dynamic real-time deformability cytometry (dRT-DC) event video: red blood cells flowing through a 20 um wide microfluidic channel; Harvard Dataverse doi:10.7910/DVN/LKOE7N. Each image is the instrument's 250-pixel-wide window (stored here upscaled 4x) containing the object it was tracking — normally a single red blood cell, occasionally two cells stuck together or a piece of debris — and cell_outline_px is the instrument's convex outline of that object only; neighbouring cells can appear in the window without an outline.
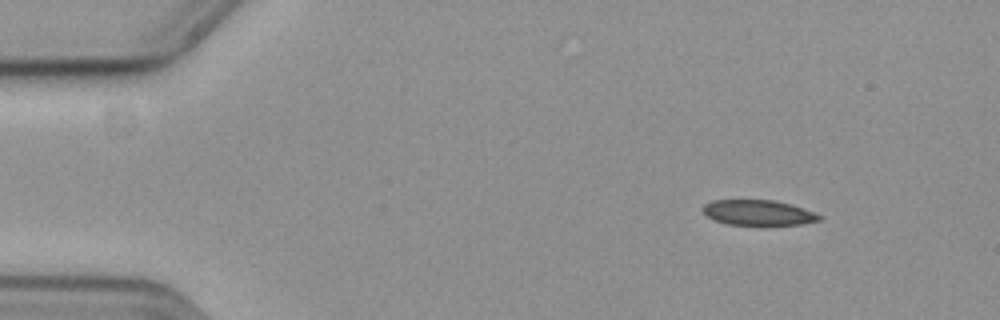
{"species": "common noctule bat (a hibernating species)", "species_latin": "Nyctalus noctula", "temperature_condition": "cold", "stored_images_in_passage": 45, "camera_frame_rate_fps": 3000, "um_per_image_px": 0.085, "animal": {"sex": "female", "body_mass_g": 19.3, "forearm_length_mm": 54.1}, "frame": {"image": 1, "passage_image": 1, "time_ms": 0.0, "image_size_px": [1000, 320], "cell_outline_px": [[824, 216], [820, 220], [800, 224], [764, 228], [728, 224], [716, 220], [708, 216], [704, 212], [704, 204], [712, 200], [772, 200], [792, 204]], "centroid_in_image_um": [64.51, 18.12], "position_along_channel_um": 20.5, "area_um2": 17.86}}
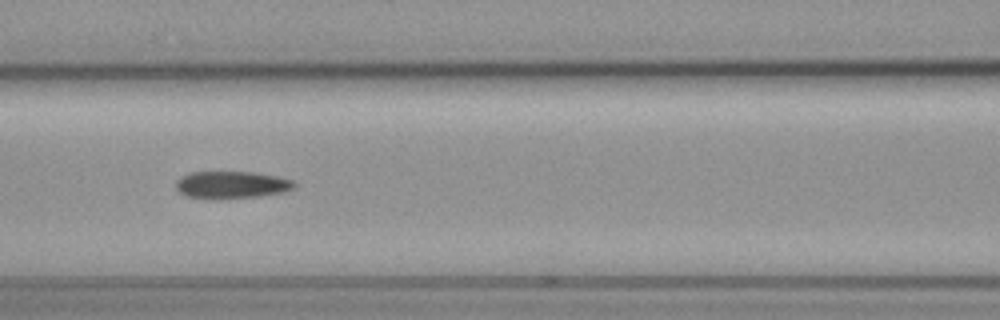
{"frame": {"image": 2, "passage_image": 19, "time_ms": 6.0, "image_size_px": [1000, 320], "cell_outline_px": [[296, 184], [292, 188], [280, 192], [260, 196], [216, 200], [184, 196], [176, 188], [176, 180], [192, 172], [252, 172], [280, 176], [292, 180]], "centroid_in_image_um": [19.65, 15.72], "position_along_channel_um": 146.9, "area_um2": 18.9}}
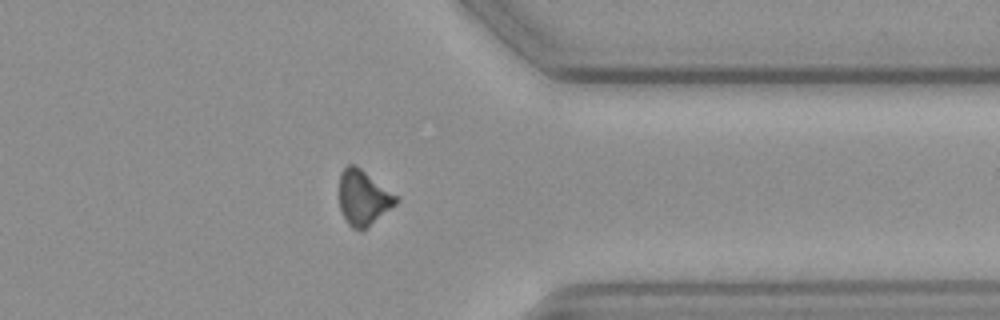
{"frame": {"image": 3, "passage_image": 39, "time_ms": 12.667, "image_size_px": [1000, 320], "cell_outline_px": [[400, 200], [396, 204], [360, 232], [352, 228], [348, 224], [340, 212], [340, 172], [348, 164], [356, 164], [400, 196]], "centroid_in_image_um": [30.9, 16.78], "position_along_channel_um": 380.5, "area_um2": 18.55}}